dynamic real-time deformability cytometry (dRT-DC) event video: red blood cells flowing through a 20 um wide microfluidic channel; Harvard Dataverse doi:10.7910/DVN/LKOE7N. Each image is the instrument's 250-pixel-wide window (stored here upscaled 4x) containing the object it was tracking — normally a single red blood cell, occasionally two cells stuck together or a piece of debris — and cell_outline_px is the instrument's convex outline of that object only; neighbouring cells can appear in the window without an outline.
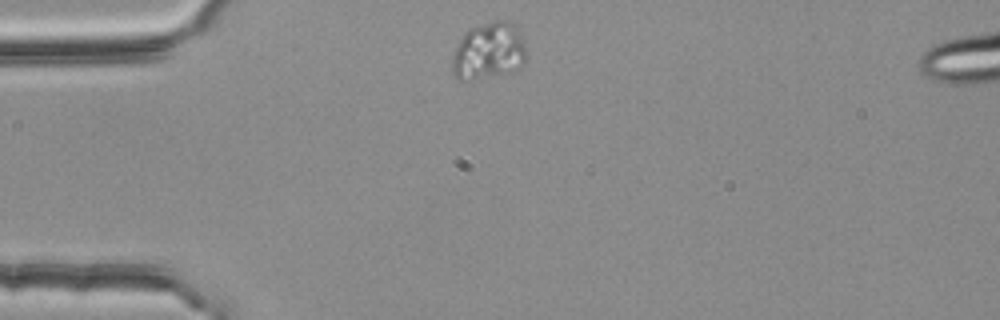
{"species": "common noctule bat (a hibernating species)", "species_latin": "Nyctalus noctula", "temperature_condition": "room temperature", "stored_images_in_passage": 45, "segment_of_instrument_passage": [1, 2], "camera_frame_rate_fps": 3000, "um_per_image_px": 0.085, "animal": {"sex": "female", "body_mass_g": 25.1}, "frame": {"image": 1, "passage_image": 1, "time_ms": 0.0, "image_size_px": [1000, 320], "cell_outline_px": [[528, 56], [524, 64], [520, 68], [512, 72], [472, 80], [460, 80], [452, 76], [452, 56], [464, 32], [468, 28], [496, 20], [504, 20], [512, 24], [516, 28], [528, 52]], "centroid_in_image_um": [41.54, 4.37], "position_along_channel_um": 43.5, "area_um2": 24.91}}
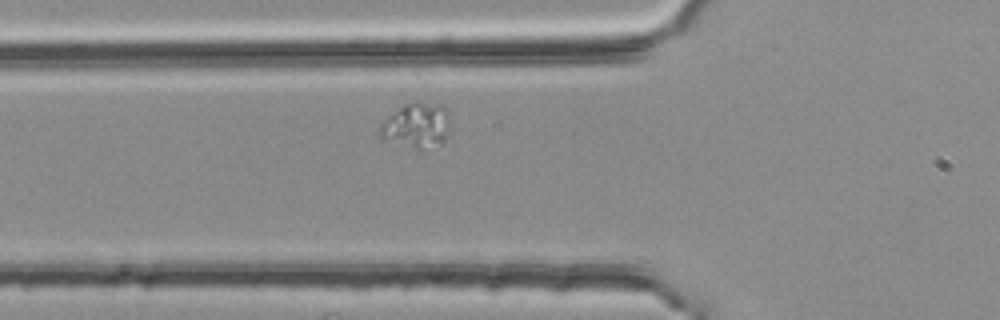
{"frame": {"image": 2, "passage_image": 7, "time_ms": 2.0, "image_size_px": [1000, 320], "cell_outline_px": [[452, 124], [444, 140], [440, 144], [420, 152], [380, 140], [380, 124], [392, 112], [404, 104], [420, 100], [448, 108]], "centroid_in_image_um": [35.41, 10.7], "position_along_channel_um": 90.4, "area_um2": 19.54}}
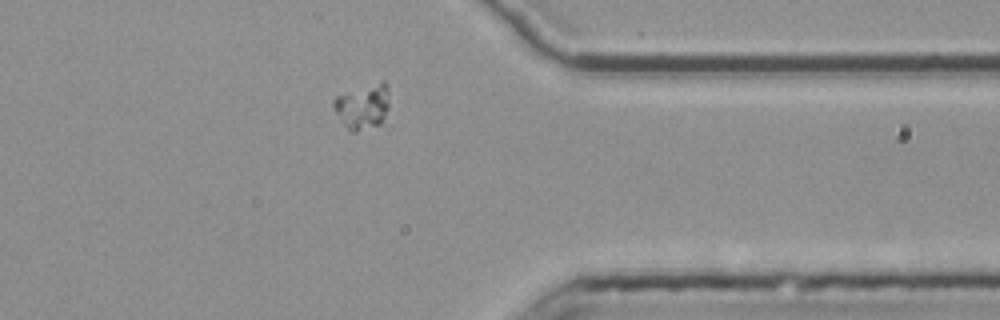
{"frame": {"image": 3, "passage_image": 32, "time_ms": 10.333, "image_size_px": [1000, 320], "cell_outline_px": [[388, 108], [380, 124], [356, 132], [348, 132], [340, 120], [332, 104], [332, 100], [336, 96], [380, 80], [384, 80], [388, 84]], "centroid_in_image_um": [30.82, 9.04], "position_along_channel_um": 380.6, "area_um2": 14.8}}